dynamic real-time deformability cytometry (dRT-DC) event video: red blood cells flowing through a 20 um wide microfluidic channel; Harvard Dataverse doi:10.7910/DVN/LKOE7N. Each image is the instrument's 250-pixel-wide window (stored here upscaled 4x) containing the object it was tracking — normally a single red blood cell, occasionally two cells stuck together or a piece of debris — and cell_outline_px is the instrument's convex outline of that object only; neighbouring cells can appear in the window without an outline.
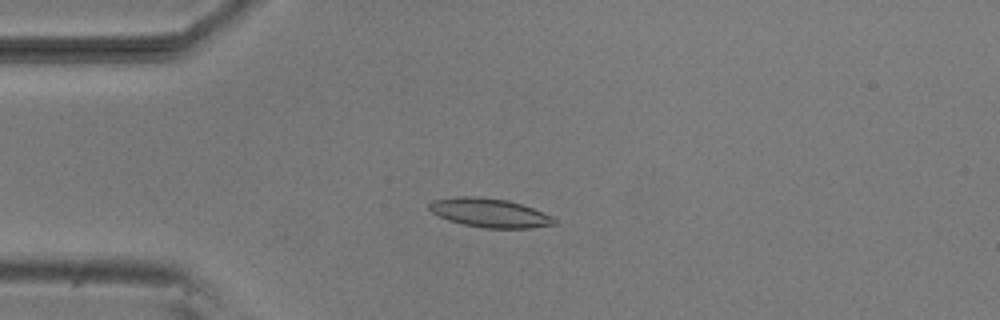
{"species": "common noctule bat (a hibernating species)", "species_latin": "Nyctalus noctula", "temperature_condition": "room temperature", "stored_images_in_passage": 38, "camera_frame_rate_fps": 3000, "um_per_image_px": 0.085, "animal": {"sex": "male", "body_mass_g": 20.5, "forearm_length_mm": 52.5}, "frame": {"image": 1, "passage_image": 9, "time_ms": 2.667, "image_size_px": [1000, 320], "cell_outline_px": [[556, 224], [532, 228], [484, 228], [464, 224], [448, 220], [432, 212], [428, 208], [428, 204], [432, 200], [456, 196], [476, 196], [508, 200], [532, 208], [552, 216], [556, 220]], "centroid_in_image_um": [41.6, 18.09], "position_along_channel_um": 43.4, "area_um2": 21.04}}
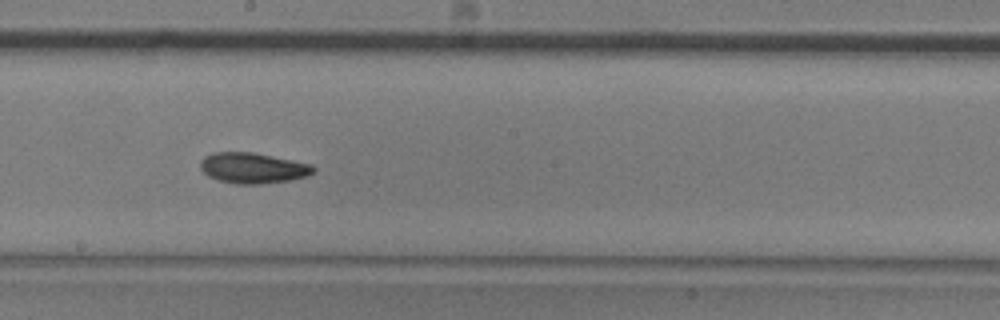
{"frame": {"image": 2, "passage_image": 25, "time_ms": 8.0, "image_size_px": [1000, 320], "cell_outline_px": [[316, 172], [308, 176], [288, 180], [260, 184], [236, 184], [220, 180], [208, 176], [200, 168], [200, 160], [204, 156], [212, 152], [252, 152], [312, 164], [316, 168]], "centroid_in_image_um": [21.5, 14.27], "position_along_channel_um": 226.7, "area_um2": 20.23}}
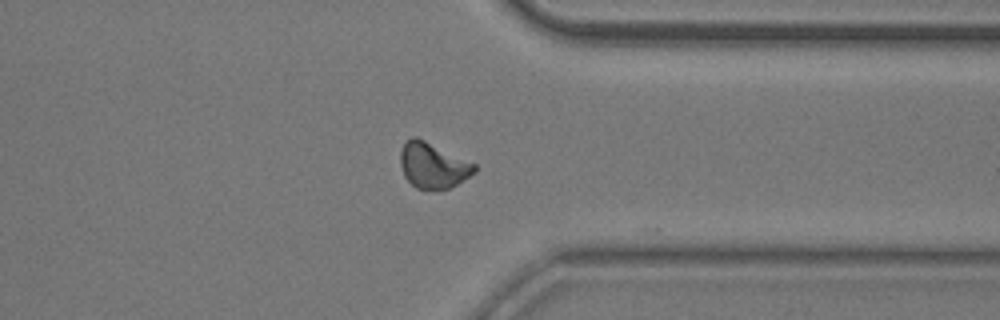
{"frame": {"image": 3, "passage_image": 37, "time_ms": 12.0, "image_size_px": [1000, 320], "cell_outline_px": [[476, 172], [456, 184], [448, 188], [416, 188], [404, 176], [400, 164], [400, 152], [404, 144], [412, 136], [416, 136], [476, 164]], "centroid_in_image_um": [36.79, 14.04], "position_along_channel_um": 374.6, "area_um2": 19.31}, "authors_computed_cell_mechanics": {"area_um2": 19.7098, "velocity_mm_per_s": 3.7947, "shape_relaxation_time_tau1_ms": 4.6975, "shape_relaxation_time_tau2_ms": 2.9564, "deformation_change_tau1": 0.1399, "deformation_change_tau2": 0.091}}